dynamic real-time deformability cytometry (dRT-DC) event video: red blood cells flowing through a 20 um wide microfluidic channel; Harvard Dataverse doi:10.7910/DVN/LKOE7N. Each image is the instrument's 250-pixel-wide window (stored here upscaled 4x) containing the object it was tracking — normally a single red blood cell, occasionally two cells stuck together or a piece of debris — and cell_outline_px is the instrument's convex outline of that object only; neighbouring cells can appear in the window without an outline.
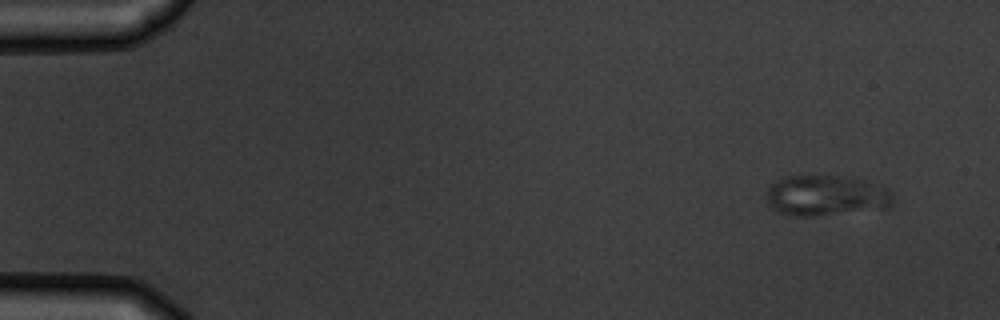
{"species": "common noctule bat (a hibernating species)", "species_latin": "Nyctalus noctula", "temperature_condition": "warm", "stored_images_in_passage": 5, "camera_frame_rate_fps": 3000, "um_per_image_px": 0.085, "animal": {"sex": "male", "body_mass_g": 19.5, "forearm_length_mm": 54.6}, "frame": {"image": 1, "passage_image": 1, "time_ms": 0.0, "image_size_px": [1000, 320], "cell_outline_px": [[892, 208], [812, 216], [792, 216], [780, 212], [772, 208], [768, 204], [768, 188], [776, 180], [784, 176], [836, 176], [860, 180], [884, 188], [892, 192]], "centroid_in_image_um": [70.2, 16.64], "position_along_channel_um": 14.8, "area_um2": 29.59}}